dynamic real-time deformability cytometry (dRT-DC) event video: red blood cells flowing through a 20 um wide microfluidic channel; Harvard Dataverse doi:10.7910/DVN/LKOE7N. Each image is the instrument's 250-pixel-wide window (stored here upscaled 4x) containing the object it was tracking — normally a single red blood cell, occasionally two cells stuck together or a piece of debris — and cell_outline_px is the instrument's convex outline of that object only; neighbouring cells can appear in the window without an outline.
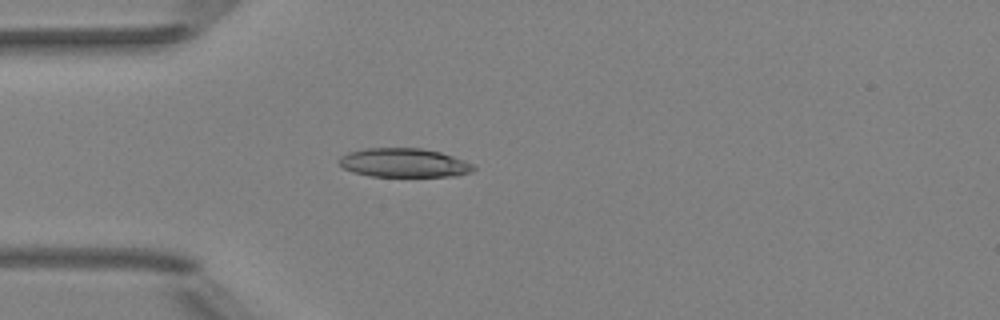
{"species": "Egyptian fruit bat (a non-hibernating species)", "species_latin": "Rousettus aegyptiacus", "temperature_condition": "room temperature", "stored_images_in_passage": 3, "camera_frame_rate_fps": 3000, "um_per_image_px": 0.085, "animal": {"sex": "female"}, "frame": {"image": 1, "passage_image": 3, "time_ms": 0.667, "image_size_px": [1000, 320], "cell_outline_px": [[476, 168], [472, 172], [456, 176], [372, 176], [352, 172], [344, 168], [336, 160], [340, 156], [348, 152], [364, 148], [420, 148], [440, 152], [452, 156], [472, 164]], "centroid_in_image_um": [34.3, 13.83], "position_along_channel_um": 50.7, "area_um2": 22.66}}